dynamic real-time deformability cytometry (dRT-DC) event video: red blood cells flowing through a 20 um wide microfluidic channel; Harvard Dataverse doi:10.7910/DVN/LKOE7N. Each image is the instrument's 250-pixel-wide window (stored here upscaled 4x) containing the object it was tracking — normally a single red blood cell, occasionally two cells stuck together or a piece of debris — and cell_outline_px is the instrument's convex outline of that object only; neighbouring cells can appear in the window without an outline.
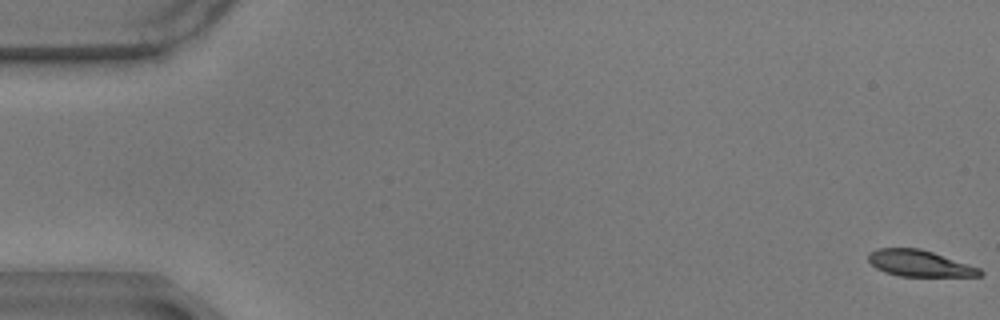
{"species": "common noctule bat (a hibernating species)", "species_latin": "Nyctalus noctula", "temperature_condition": "warm", "stored_images_in_passage": 59, "camera_frame_rate_fps": 3000, "um_per_image_px": 0.085, "animal": {"sex": "male", "body_mass_g": 17.9}, "frame": {"image": 1, "passage_image": 1, "time_ms": 0.0, "image_size_px": [1000, 320], "cell_outline_px": [[984, 272], [980, 276], [900, 276], [884, 272], [876, 268], [868, 260], [868, 252], [876, 248], [920, 248], [980, 268]], "centroid_in_image_um": [78.12, 22.38], "position_along_channel_um": 6.9, "area_um2": 17.05}}
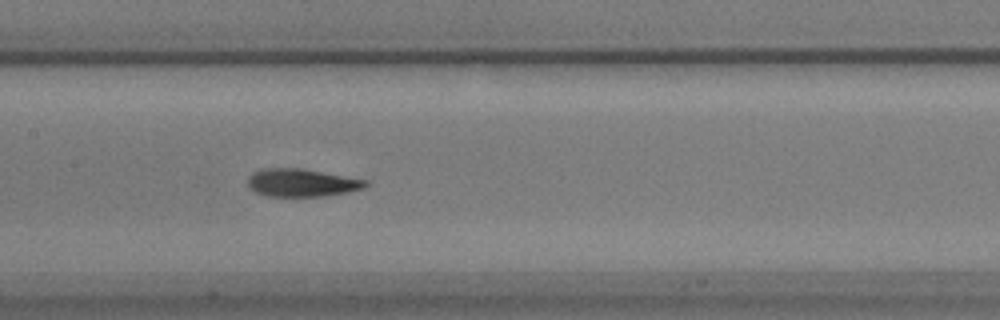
{"frame": {"image": 2, "passage_image": 29, "time_ms": 9.333, "image_size_px": [1000, 320], "cell_outline_px": [[368, 184], [364, 188], [324, 196], [264, 196], [248, 188], [248, 176], [252, 172], [260, 168], [304, 168], [368, 180]], "centroid_in_image_um": [25.6, 15.51], "position_along_channel_um": 181.8, "area_um2": 19.31}}
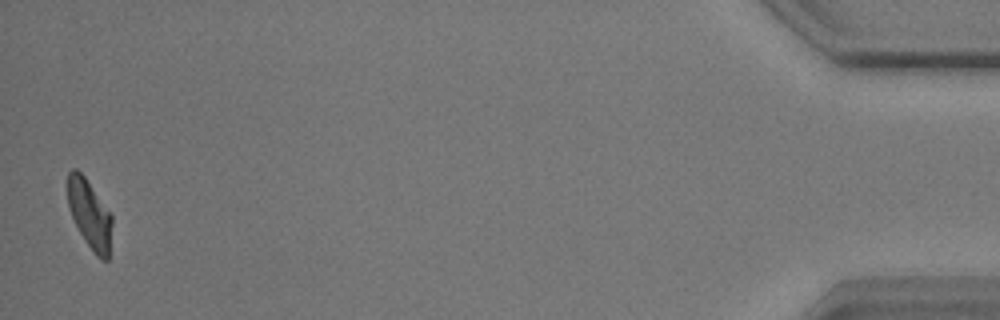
{"frame": {"image": 3, "passage_image": 58, "time_ms": 19.0, "image_size_px": [1000, 320], "cell_outline_px": [[112, 224], [108, 260], [104, 260], [96, 256], [92, 252], [84, 240], [68, 208], [68, 172], [72, 168], [76, 168], [84, 176], [112, 216]], "centroid_in_image_um": [7.61, 18.23], "position_along_channel_um": 427.6, "area_um2": 17.51}, "authors_computed_cell_mechanics": {"area_um2": 19.1318, "velocity_mm_per_s": 3.4672, "shape_relaxation_time_tau1_ms": 3.4412, "shape_relaxation_time_tau2_ms": 1.2022, "deformation_change_tau1": 0.1544, "deformation_change_tau2": 0.0597}}